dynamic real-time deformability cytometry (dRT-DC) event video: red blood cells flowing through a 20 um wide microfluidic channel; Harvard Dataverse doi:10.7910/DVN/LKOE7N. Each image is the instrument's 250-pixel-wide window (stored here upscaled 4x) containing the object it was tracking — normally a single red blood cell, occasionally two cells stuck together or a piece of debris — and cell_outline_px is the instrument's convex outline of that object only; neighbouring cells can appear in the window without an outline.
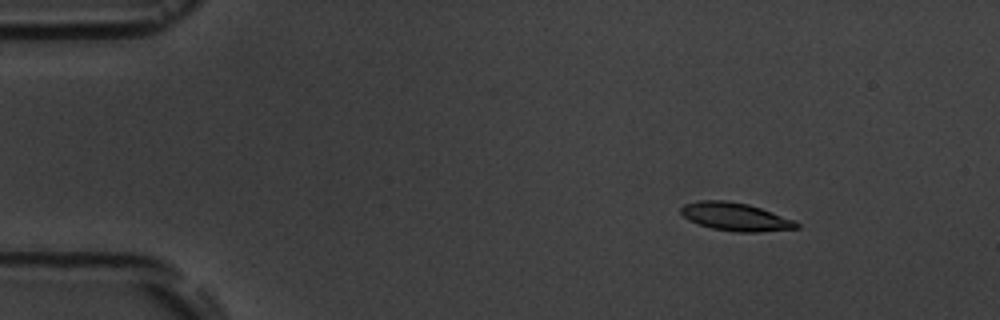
{"species": "common noctule bat (a hibernating species)", "species_latin": "Nyctalus noctula", "temperature_condition": "room temperature", "stored_images_in_passage": 5, "camera_frame_rate_fps": 3000, "um_per_image_px": 0.085, "animal": {"sex": "male", "body_mass_g": 19.5, "forearm_length_mm": 54.6}, "frame": {"image": 1, "passage_image": 2, "time_ms": 1.0, "image_size_px": [1000, 320], "cell_outline_px": [[800, 228], [756, 232], [736, 232], [712, 228], [688, 220], [680, 212], [680, 208], [684, 204], [700, 200], [724, 200], [748, 204], [796, 220], [800, 224]], "centroid_in_image_um": [62.53, 18.42], "position_along_channel_um": 22.5, "area_um2": 18.9}}
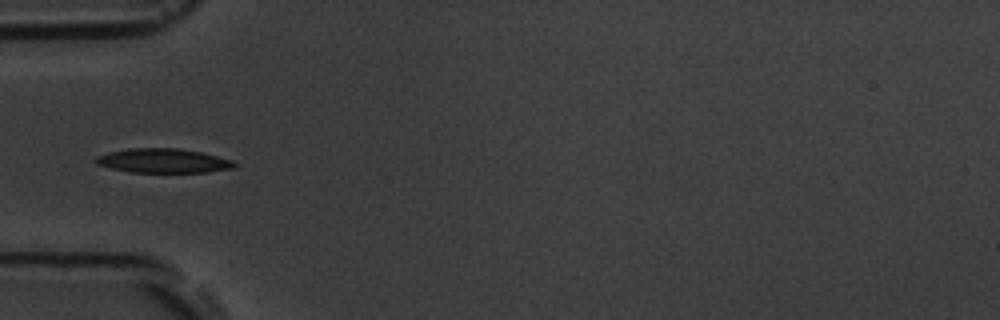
{"frame": {"image": 2, "passage_image": 5, "time_ms": 4.667, "image_size_px": [1000, 320], "cell_outline_px": [[240, 164], [236, 168], [208, 172], [128, 172], [96, 164], [92, 160], [96, 156], [108, 152], [128, 148], [180, 148], [200, 152], [232, 160]], "centroid_in_image_um": [13.88, 13.66], "position_along_channel_um": 71.1, "area_um2": 19.83}}